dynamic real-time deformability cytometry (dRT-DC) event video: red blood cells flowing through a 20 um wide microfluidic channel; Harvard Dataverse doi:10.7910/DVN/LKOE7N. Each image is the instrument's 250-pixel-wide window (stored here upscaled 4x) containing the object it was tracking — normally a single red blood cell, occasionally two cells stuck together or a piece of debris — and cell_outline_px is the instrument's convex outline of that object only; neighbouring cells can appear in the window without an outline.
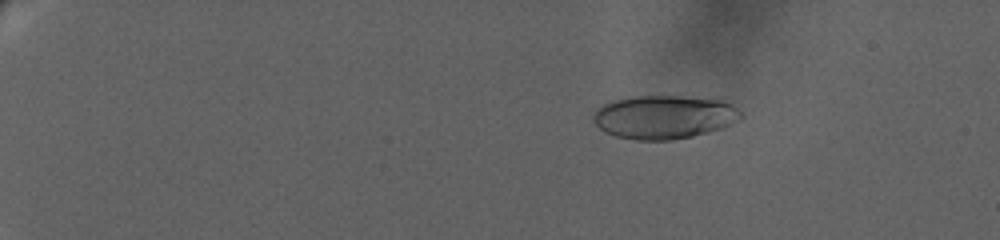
{"species": "human", "species_latin": "Homo sapiens", "temperature_condition": "warm", "stored_images_in_passage": 14, "camera_frame_rate_fps": 3000, "um_per_image_px": 0.085, "donor": {"sex": "female"}, "frame": {"image": 1, "passage_image": 5, "time_ms": 4.667, "image_size_px": [1000, 240], "cell_outline_px": [[744, 116], [740, 120], [724, 128], [692, 136], [672, 140], [636, 140], [616, 136], [604, 132], [592, 120], [592, 116], [596, 108], [612, 100], [636, 96], [724, 96]], "centroid_in_image_um": [56.54, 9.91], "position_along_channel_um": 28.5, "area_um2": 38.49}}
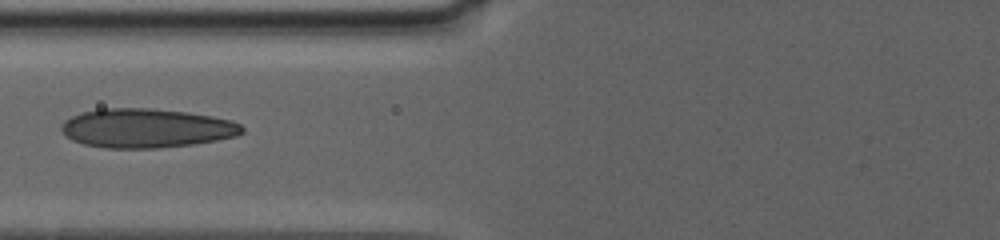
{"frame": {"image": 2, "passage_image": 11, "time_ms": 11.667, "image_size_px": [1000, 240], "cell_outline_px": [[244, 132], [236, 136], [216, 140], [192, 144], [156, 148], [104, 148], [84, 144], [72, 140], [60, 128], [60, 124], [64, 120], [72, 116], [84, 112], [100, 108], [148, 108], [188, 112], [212, 116], [232, 120], [240, 124], [244, 128]], "centroid_in_image_um": [12.44, 10.89], "position_along_channel_um": 113.4, "area_um2": 41.21}}
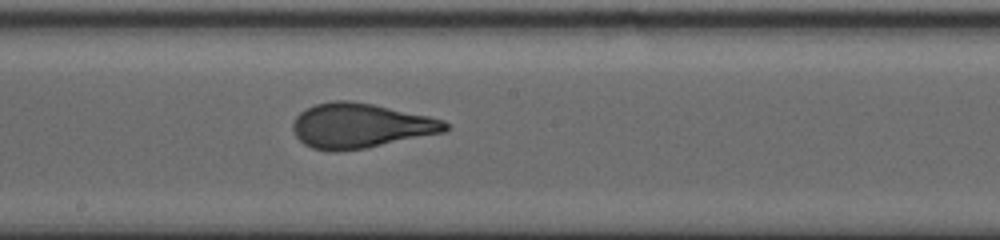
{"frame": {"image": 3, "passage_image": 14, "time_ms": 15.0, "image_size_px": [1000, 240], "cell_outline_px": [[448, 128], [444, 132], [364, 148], [332, 152], [312, 148], [304, 144], [296, 136], [292, 128], [292, 124], [296, 116], [300, 112], [316, 104], [332, 100], [348, 100], [372, 104], [428, 116], [444, 120], [448, 124]], "centroid_in_image_um": [30.6, 10.68], "position_along_channel_um": 217.6, "area_um2": 39.42}}